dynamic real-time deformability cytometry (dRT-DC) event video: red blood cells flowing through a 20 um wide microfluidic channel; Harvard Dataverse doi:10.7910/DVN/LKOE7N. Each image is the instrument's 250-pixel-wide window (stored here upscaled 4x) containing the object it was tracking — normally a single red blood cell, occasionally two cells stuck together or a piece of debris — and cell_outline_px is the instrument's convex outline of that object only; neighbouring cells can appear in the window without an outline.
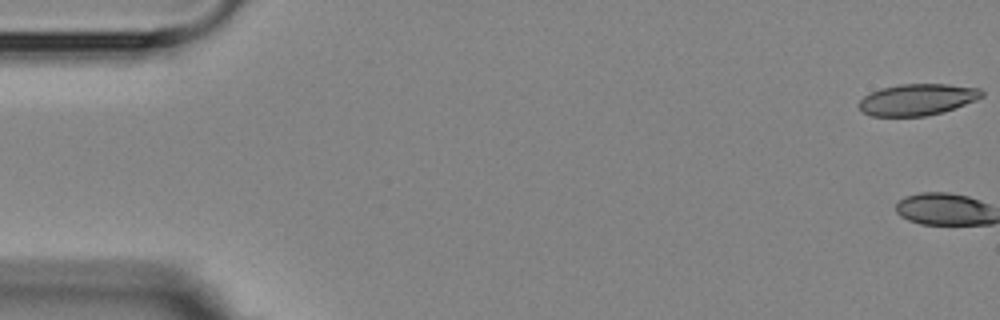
{"species": "Egyptian fruit bat (a non-hibernating species)", "species_latin": "Rousettus aegyptiacus", "temperature_condition": "room temperature", "stored_images_in_passage": 9, "camera_frame_rate_fps": 3000, "um_per_image_px": 0.085, "animal": {"sex": "female"}, "frame": {"image": 1, "passage_image": 1, "time_ms": 0.0, "image_size_px": [1000, 320], "cell_outline_px": [[984, 96], [976, 100], [940, 112], [924, 116], [872, 116], [864, 112], [856, 104], [864, 96], [880, 88], [900, 84], [948, 84], [980, 88], [984, 92]], "centroid_in_image_um": [77.96, 8.45], "position_along_channel_um": 7.0, "area_um2": 22.37}}
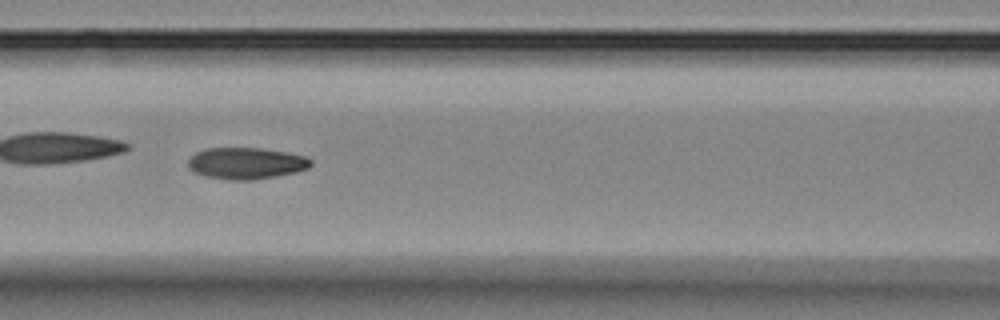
{"frame": {"image": 2, "passage_image": 8, "time_ms": 8.0, "image_size_px": [1000, 320], "cell_outline_px": [[312, 164], [308, 168], [296, 172], [276, 176], [252, 180], [232, 180], [204, 176], [188, 168], [188, 160], [196, 152], [208, 148], [260, 148], [288, 152], [304, 156], [312, 160]], "centroid_in_image_um": [20.93, 13.88], "position_along_channel_um": 145.7, "area_um2": 22.54}}
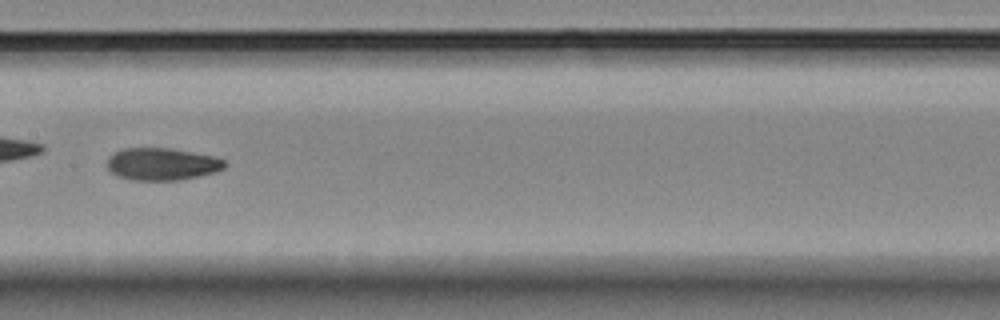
{"frame": {"image": 3, "passage_image": 9, "time_ms": 9.333, "image_size_px": [1000, 320], "cell_outline_px": [[228, 164], [224, 168], [216, 172], [180, 180], [132, 180], [116, 176], [108, 172], [108, 160], [116, 152], [124, 148], [168, 148], [212, 156], [224, 160]], "centroid_in_image_um": [13.77, 13.96], "position_along_channel_um": 193.6, "area_um2": 22.02}}